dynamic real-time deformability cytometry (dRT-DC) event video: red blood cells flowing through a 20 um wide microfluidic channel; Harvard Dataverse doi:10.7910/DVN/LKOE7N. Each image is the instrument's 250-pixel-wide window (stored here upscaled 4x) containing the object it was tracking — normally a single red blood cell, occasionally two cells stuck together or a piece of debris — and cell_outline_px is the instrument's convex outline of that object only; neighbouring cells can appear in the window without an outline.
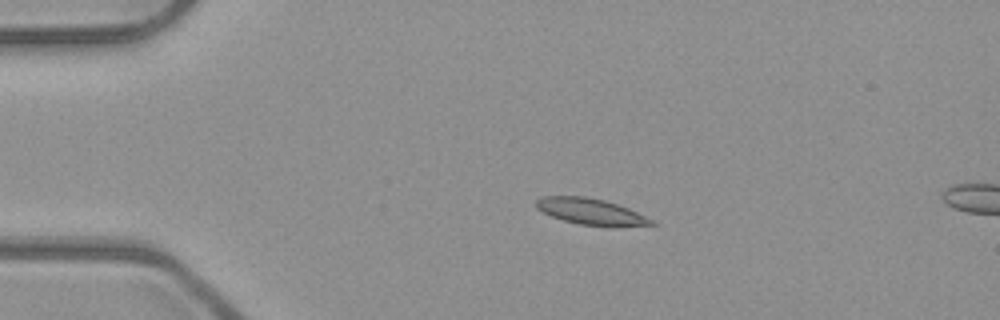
{"species": "common noctule bat (a hibernating species)", "species_latin": "Nyctalus noctula", "temperature_condition": "room temperature", "stored_images_in_passage": 4, "camera_frame_rate_fps": 3000, "um_per_image_px": 0.085, "animal": {"sex": "male", "body_mass_g": 23.1, "forearm_length_mm": 52.7}, "frame": {"image": 1, "passage_image": 3, "time_ms": 0.667, "image_size_px": [1000, 320], "cell_outline_px": [[660, 224], [608, 228], [580, 224], [564, 220], [552, 216], [536, 208], [536, 200], [540, 196], [588, 196], [604, 200], [628, 208]], "centroid_in_image_um": [50.25, 18.0], "position_along_channel_um": 34.8, "area_um2": 17.8}}